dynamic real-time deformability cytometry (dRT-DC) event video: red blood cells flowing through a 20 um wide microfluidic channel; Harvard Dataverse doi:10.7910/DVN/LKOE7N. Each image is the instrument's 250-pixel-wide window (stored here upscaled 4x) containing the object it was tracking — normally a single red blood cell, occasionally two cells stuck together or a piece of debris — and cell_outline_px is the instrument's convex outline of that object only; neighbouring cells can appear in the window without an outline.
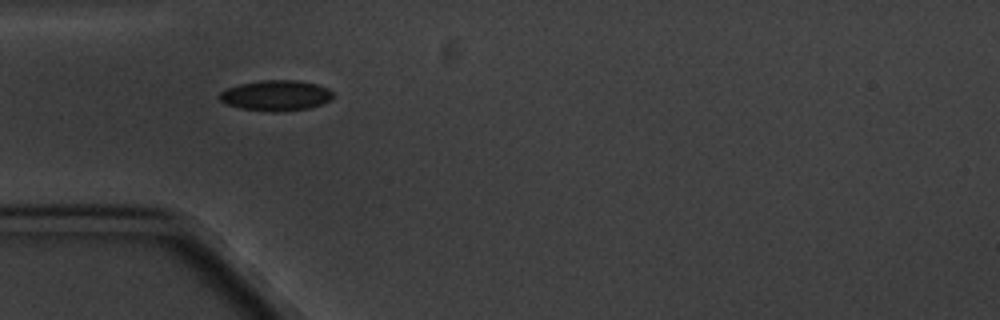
{"species": "common noctule bat (a hibernating species)", "species_latin": "Nyctalus noctula", "temperature_condition": "cold", "stored_images_in_passage": 2, "camera_frame_rate_fps": 3000, "um_per_image_px": 0.085, "animal": {"sex": "male", "body_mass_g": 20.1, "forearm_length_mm": 53.5}, "frame": {"image": 1, "passage_image": 1, "time_ms": 0.0, "image_size_px": [1000, 320], "cell_outline_px": [[332, 96], [328, 100], [320, 104], [308, 108], [276, 112], [272, 112], [240, 108], [224, 104], [220, 100], [220, 92], [228, 88], [240, 84], [260, 80], [296, 80], [316, 84], [328, 88], [332, 92]], "centroid_in_image_um": [23.42, 8.11], "position_along_channel_um": 61.6, "area_um2": 20.0}}